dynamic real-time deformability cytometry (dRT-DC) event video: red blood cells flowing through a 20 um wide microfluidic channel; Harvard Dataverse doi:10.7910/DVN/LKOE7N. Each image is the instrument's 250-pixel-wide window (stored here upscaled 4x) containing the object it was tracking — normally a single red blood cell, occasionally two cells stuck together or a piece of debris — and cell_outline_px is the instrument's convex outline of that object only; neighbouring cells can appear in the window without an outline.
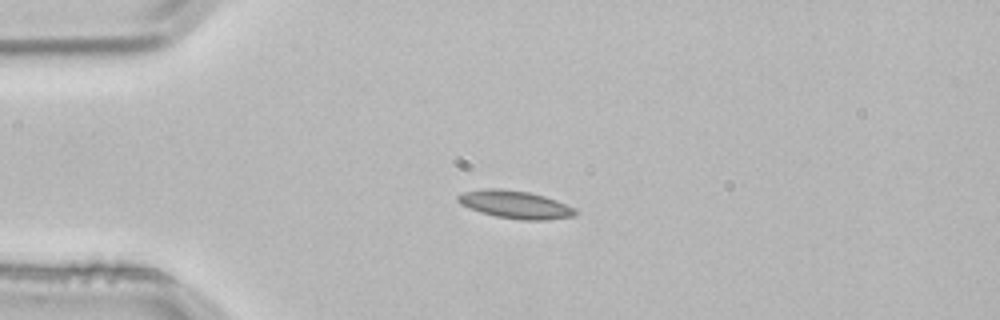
{"species": "common noctule bat (a hibernating species)", "species_latin": "Nyctalus noctula", "temperature_condition": "room temperature", "stored_images_in_passage": 3, "camera_frame_rate_fps": 3000, "um_per_image_px": 0.085, "animal": {"sex": "male", "body_mass_g": 21.5, "forearm_length_mm": 52.0}, "frame": {"image": 1, "passage_image": 2, "time_ms": 0.333, "image_size_px": [1000, 320], "cell_outline_px": [[576, 216], [548, 220], [520, 220], [496, 216], [480, 212], [468, 208], [460, 204], [456, 200], [456, 196], [464, 192], [488, 188], [500, 188], [528, 192], [544, 196], [556, 200], [576, 208]], "centroid_in_image_um": [43.79, 17.39], "position_along_channel_um": 41.2, "area_um2": 19.13}}
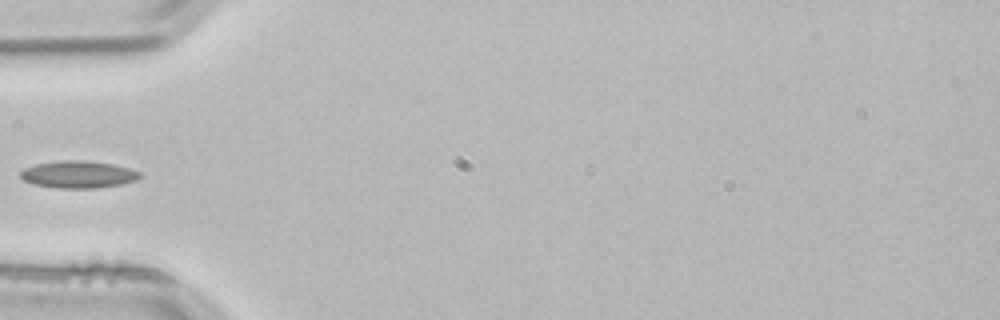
{"frame": {"image": 2, "passage_image": 3, "time_ms": 0.667, "image_size_px": [1000, 320], "cell_outline_px": [[144, 176], [136, 180], [120, 184], [96, 188], [60, 188], [32, 184], [24, 180], [20, 176], [20, 172], [24, 168], [36, 164], [64, 160], [84, 160], [112, 164], [128, 168], [140, 172]], "centroid_in_image_um": [6.66, 14.83], "position_along_channel_um": 78.3, "area_um2": 18.84}}